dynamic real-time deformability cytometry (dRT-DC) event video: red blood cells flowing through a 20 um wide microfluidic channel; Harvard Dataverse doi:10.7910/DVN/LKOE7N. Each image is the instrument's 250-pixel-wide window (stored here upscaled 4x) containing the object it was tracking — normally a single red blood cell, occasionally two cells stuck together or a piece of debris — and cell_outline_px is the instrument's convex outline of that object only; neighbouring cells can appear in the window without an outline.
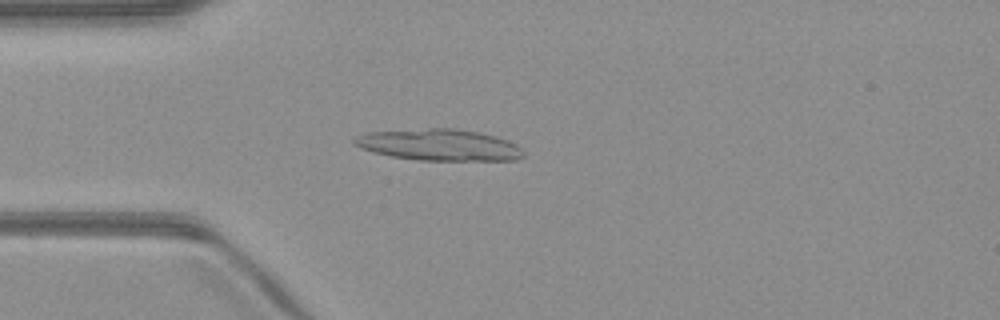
{"species": "common noctule bat (a hibernating species)", "species_latin": "Nyctalus noctula", "temperature_condition": "warm", "stored_images_in_passage": 50, "camera_frame_rate_fps": 3000, "um_per_image_px": 0.085, "animal": {"sex": "male", "body_mass_g": 23.1, "forearm_length_mm": 52.7}, "frame": {"image": 1, "passage_image": 13, "time_ms": 4.0, "image_size_px": [1000, 320], "cell_outline_px": [[524, 156], [516, 160], [420, 160], [392, 156], [376, 152], [352, 144], [352, 140], [356, 136], [368, 132], [428, 128], [456, 128], [480, 132], [496, 136], [508, 140], [516, 144], [524, 152]], "centroid_in_image_um": [37.37, 12.3], "position_along_channel_um": 47.6, "area_um2": 30.92}}